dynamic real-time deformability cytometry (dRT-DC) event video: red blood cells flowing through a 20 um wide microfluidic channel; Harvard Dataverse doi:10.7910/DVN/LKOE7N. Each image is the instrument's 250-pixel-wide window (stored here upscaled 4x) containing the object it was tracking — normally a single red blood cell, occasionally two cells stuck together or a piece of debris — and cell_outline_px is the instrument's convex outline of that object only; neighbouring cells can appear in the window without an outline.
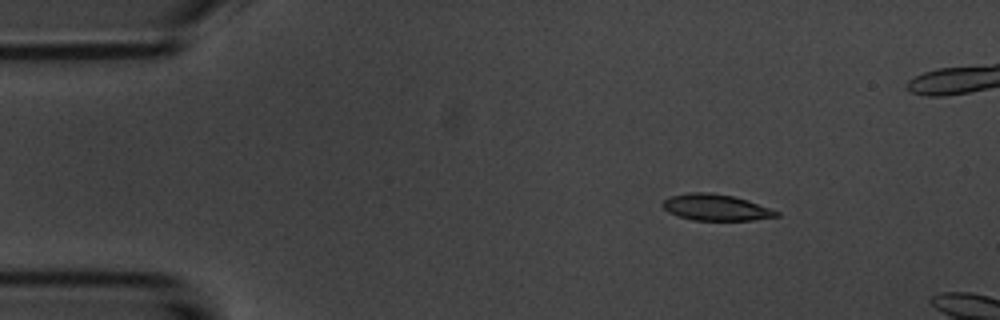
{"species": "common noctule bat (a hibernating species)", "species_latin": "Nyctalus noctula", "temperature_condition": "room temperature", "stored_images_in_passage": 3, "camera_frame_rate_fps": 3000, "um_per_image_px": 0.085, "animal": {"sex": "male", "body_mass_g": 20.1, "forearm_length_mm": 53.5}, "frame": {"image": 1, "passage_image": 1, "time_ms": 0.0, "image_size_px": [1000, 320], "cell_outline_px": [[780, 216], [752, 220], [692, 220], [668, 212], [660, 204], [668, 196], [688, 192], [708, 192], [732, 196], [748, 200], [780, 212]], "centroid_in_image_um": [60.82, 17.62], "position_along_channel_um": 24.2, "area_um2": 17.46}}